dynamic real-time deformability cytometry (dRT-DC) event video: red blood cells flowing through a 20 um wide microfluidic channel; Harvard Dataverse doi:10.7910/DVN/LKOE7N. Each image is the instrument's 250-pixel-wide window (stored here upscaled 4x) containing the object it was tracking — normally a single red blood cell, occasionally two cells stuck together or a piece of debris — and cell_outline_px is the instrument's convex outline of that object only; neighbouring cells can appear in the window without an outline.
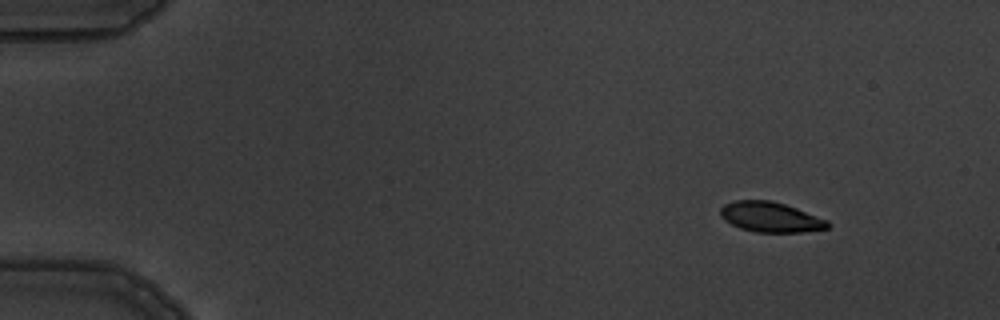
{"species": "common noctule bat (a hibernating species)", "species_latin": "Nyctalus noctula", "temperature_condition": "warm", "stored_images_in_passage": 5, "camera_frame_rate_fps": 3000, "um_per_image_px": 0.085, "animal": {"sex": "male", "body_mass_g": 19.5, "forearm_length_mm": 54.6}, "frame": {"image": 1, "passage_image": 2, "time_ms": 1.0, "image_size_px": [1000, 320], "cell_outline_px": [[832, 224], [828, 228], [804, 232], [756, 232], [740, 228], [724, 220], [720, 216], [720, 208], [724, 204], [736, 200], [768, 200], [784, 204], [796, 208], [828, 220]], "centroid_in_image_um": [65.5, 18.45], "position_along_channel_um": 19.5, "area_um2": 18.84}}
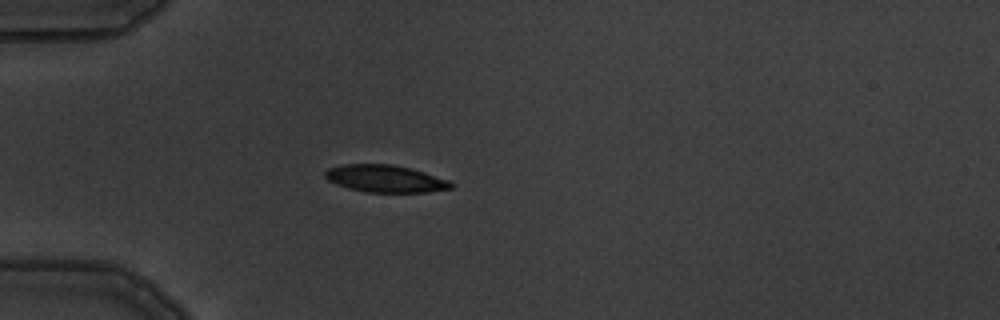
{"frame": {"image": 2, "passage_image": 4, "time_ms": 4.333, "image_size_px": [1000, 320], "cell_outline_px": [[452, 188], [428, 192], [368, 192], [348, 188], [336, 184], [328, 180], [324, 176], [324, 172], [328, 168], [344, 164], [392, 164], [412, 168], [448, 180], [452, 184]], "centroid_in_image_um": [32.72, 15.18], "position_along_channel_um": 52.3, "area_um2": 19.94}}